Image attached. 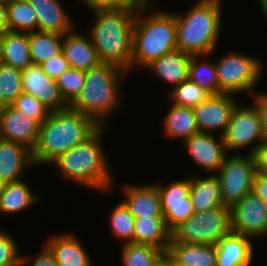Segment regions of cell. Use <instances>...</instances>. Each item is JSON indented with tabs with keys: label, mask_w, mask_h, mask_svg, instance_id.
Returning <instances> with one entry per match:
<instances>
[{
	"label": "cell",
	"mask_w": 267,
	"mask_h": 266,
	"mask_svg": "<svg viewBox=\"0 0 267 266\" xmlns=\"http://www.w3.org/2000/svg\"><path fill=\"white\" fill-rule=\"evenodd\" d=\"M141 2L133 0L116 9L92 11L95 21L89 36L101 62L130 72L135 20Z\"/></svg>",
	"instance_id": "1"
},
{
	"label": "cell",
	"mask_w": 267,
	"mask_h": 266,
	"mask_svg": "<svg viewBox=\"0 0 267 266\" xmlns=\"http://www.w3.org/2000/svg\"><path fill=\"white\" fill-rule=\"evenodd\" d=\"M105 130L106 126H100L84 142L59 155L51 163L57 165L65 179L85 188L104 193L115 189L110 159L104 154L100 142Z\"/></svg>",
	"instance_id": "2"
},
{
	"label": "cell",
	"mask_w": 267,
	"mask_h": 266,
	"mask_svg": "<svg viewBox=\"0 0 267 266\" xmlns=\"http://www.w3.org/2000/svg\"><path fill=\"white\" fill-rule=\"evenodd\" d=\"M99 127L90 116L69 107L51 112L39 126L37 144L32 150L34 164H51L59 155L84 142Z\"/></svg>",
	"instance_id": "3"
},
{
	"label": "cell",
	"mask_w": 267,
	"mask_h": 266,
	"mask_svg": "<svg viewBox=\"0 0 267 266\" xmlns=\"http://www.w3.org/2000/svg\"><path fill=\"white\" fill-rule=\"evenodd\" d=\"M153 4V1H142L139 5L133 33L131 69L137 65L145 69L154 60L177 49L174 13L156 10Z\"/></svg>",
	"instance_id": "4"
},
{
	"label": "cell",
	"mask_w": 267,
	"mask_h": 266,
	"mask_svg": "<svg viewBox=\"0 0 267 266\" xmlns=\"http://www.w3.org/2000/svg\"><path fill=\"white\" fill-rule=\"evenodd\" d=\"M126 74L129 72L116 64L101 62L85 72L84 85L68 107L107 127L108 116L121 105L123 92L119 84Z\"/></svg>",
	"instance_id": "5"
},
{
	"label": "cell",
	"mask_w": 267,
	"mask_h": 266,
	"mask_svg": "<svg viewBox=\"0 0 267 266\" xmlns=\"http://www.w3.org/2000/svg\"><path fill=\"white\" fill-rule=\"evenodd\" d=\"M221 0H200L186 14L174 13L177 49L190 55L209 56L221 32Z\"/></svg>",
	"instance_id": "6"
},
{
	"label": "cell",
	"mask_w": 267,
	"mask_h": 266,
	"mask_svg": "<svg viewBox=\"0 0 267 266\" xmlns=\"http://www.w3.org/2000/svg\"><path fill=\"white\" fill-rule=\"evenodd\" d=\"M231 209L221 206L212 210L195 212L171 231L170 243L216 245L232 233Z\"/></svg>",
	"instance_id": "7"
},
{
	"label": "cell",
	"mask_w": 267,
	"mask_h": 266,
	"mask_svg": "<svg viewBox=\"0 0 267 266\" xmlns=\"http://www.w3.org/2000/svg\"><path fill=\"white\" fill-rule=\"evenodd\" d=\"M261 65L257 57L241 52L231 51L223 55L218 62H215L219 94L236 96L248 91L251 93L252 88L260 82L264 71Z\"/></svg>",
	"instance_id": "8"
},
{
	"label": "cell",
	"mask_w": 267,
	"mask_h": 266,
	"mask_svg": "<svg viewBox=\"0 0 267 266\" xmlns=\"http://www.w3.org/2000/svg\"><path fill=\"white\" fill-rule=\"evenodd\" d=\"M235 153L226 156L222 167L216 173L222 189L224 205L232 207L253 189L256 163L251 154Z\"/></svg>",
	"instance_id": "9"
},
{
	"label": "cell",
	"mask_w": 267,
	"mask_h": 266,
	"mask_svg": "<svg viewBox=\"0 0 267 266\" xmlns=\"http://www.w3.org/2000/svg\"><path fill=\"white\" fill-rule=\"evenodd\" d=\"M222 138L228 153L229 151L236 152L249 147L248 154H254L258 146L263 142L260 114L254 104L253 106H248L247 104L242 107L238 103ZM256 141L259 143L253 144Z\"/></svg>",
	"instance_id": "10"
},
{
	"label": "cell",
	"mask_w": 267,
	"mask_h": 266,
	"mask_svg": "<svg viewBox=\"0 0 267 266\" xmlns=\"http://www.w3.org/2000/svg\"><path fill=\"white\" fill-rule=\"evenodd\" d=\"M234 233L255 239L267 235V205L249 192L231 208Z\"/></svg>",
	"instance_id": "11"
},
{
	"label": "cell",
	"mask_w": 267,
	"mask_h": 266,
	"mask_svg": "<svg viewBox=\"0 0 267 266\" xmlns=\"http://www.w3.org/2000/svg\"><path fill=\"white\" fill-rule=\"evenodd\" d=\"M154 184L158 189L161 211L170 231L195 213L189 196V179L173 181L166 185L160 182Z\"/></svg>",
	"instance_id": "12"
},
{
	"label": "cell",
	"mask_w": 267,
	"mask_h": 266,
	"mask_svg": "<svg viewBox=\"0 0 267 266\" xmlns=\"http://www.w3.org/2000/svg\"><path fill=\"white\" fill-rule=\"evenodd\" d=\"M234 95H210L204 102L193 106L195 121L200 132L210 133L220 130L225 132L231 115L238 105Z\"/></svg>",
	"instance_id": "13"
},
{
	"label": "cell",
	"mask_w": 267,
	"mask_h": 266,
	"mask_svg": "<svg viewBox=\"0 0 267 266\" xmlns=\"http://www.w3.org/2000/svg\"><path fill=\"white\" fill-rule=\"evenodd\" d=\"M213 133L199 132L182 143L190 154L193 162L211 174H216L222 167L228 152L223 138L216 139Z\"/></svg>",
	"instance_id": "14"
},
{
	"label": "cell",
	"mask_w": 267,
	"mask_h": 266,
	"mask_svg": "<svg viewBox=\"0 0 267 266\" xmlns=\"http://www.w3.org/2000/svg\"><path fill=\"white\" fill-rule=\"evenodd\" d=\"M23 92L33 95L51 112L68 108L56 80L48 77L41 65L31 64L21 70Z\"/></svg>",
	"instance_id": "15"
},
{
	"label": "cell",
	"mask_w": 267,
	"mask_h": 266,
	"mask_svg": "<svg viewBox=\"0 0 267 266\" xmlns=\"http://www.w3.org/2000/svg\"><path fill=\"white\" fill-rule=\"evenodd\" d=\"M40 124L12 105L0 114V138L24 144L33 150L37 144Z\"/></svg>",
	"instance_id": "16"
},
{
	"label": "cell",
	"mask_w": 267,
	"mask_h": 266,
	"mask_svg": "<svg viewBox=\"0 0 267 266\" xmlns=\"http://www.w3.org/2000/svg\"><path fill=\"white\" fill-rule=\"evenodd\" d=\"M27 1L36 12L37 31L64 35L76 27L59 0Z\"/></svg>",
	"instance_id": "17"
},
{
	"label": "cell",
	"mask_w": 267,
	"mask_h": 266,
	"mask_svg": "<svg viewBox=\"0 0 267 266\" xmlns=\"http://www.w3.org/2000/svg\"><path fill=\"white\" fill-rule=\"evenodd\" d=\"M62 52L73 69L86 72L101 63L90 36L79 33L76 27L64 34Z\"/></svg>",
	"instance_id": "18"
},
{
	"label": "cell",
	"mask_w": 267,
	"mask_h": 266,
	"mask_svg": "<svg viewBox=\"0 0 267 266\" xmlns=\"http://www.w3.org/2000/svg\"><path fill=\"white\" fill-rule=\"evenodd\" d=\"M34 166L32 150L24 144L0 138V175L6 183L17 182L22 172Z\"/></svg>",
	"instance_id": "19"
},
{
	"label": "cell",
	"mask_w": 267,
	"mask_h": 266,
	"mask_svg": "<svg viewBox=\"0 0 267 266\" xmlns=\"http://www.w3.org/2000/svg\"><path fill=\"white\" fill-rule=\"evenodd\" d=\"M122 202L134 218L163 217L160 196L154 183L145 185H126Z\"/></svg>",
	"instance_id": "20"
},
{
	"label": "cell",
	"mask_w": 267,
	"mask_h": 266,
	"mask_svg": "<svg viewBox=\"0 0 267 266\" xmlns=\"http://www.w3.org/2000/svg\"><path fill=\"white\" fill-rule=\"evenodd\" d=\"M45 246L53 255L57 266H92L86 248L72 233L53 235Z\"/></svg>",
	"instance_id": "21"
},
{
	"label": "cell",
	"mask_w": 267,
	"mask_h": 266,
	"mask_svg": "<svg viewBox=\"0 0 267 266\" xmlns=\"http://www.w3.org/2000/svg\"><path fill=\"white\" fill-rule=\"evenodd\" d=\"M249 237L230 233L216 245V266H250L253 260V245Z\"/></svg>",
	"instance_id": "22"
},
{
	"label": "cell",
	"mask_w": 267,
	"mask_h": 266,
	"mask_svg": "<svg viewBox=\"0 0 267 266\" xmlns=\"http://www.w3.org/2000/svg\"><path fill=\"white\" fill-rule=\"evenodd\" d=\"M192 55L176 49L154 60L145 69L154 72L172 89L189 78Z\"/></svg>",
	"instance_id": "23"
},
{
	"label": "cell",
	"mask_w": 267,
	"mask_h": 266,
	"mask_svg": "<svg viewBox=\"0 0 267 266\" xmlns=\"http://www.w3.org/2000/svg\"><path fill=\"white\" fill-rule=\"evenodd\" d=\"M190 193L195 212H203L224 205L219 178L211 174L204 178H189Z\"/></svg>",
	"instance_id": "24"
},
{
	"label": "cell",
	"mask_w": 267,
	"mask_h": 266,
	"mask_svg": "<svg viewBox=\"0 0 267 266\" xmlns=\"http://www.w3.org/2000/svg\"><path fill=\"white\" fill-rule=\"evenodd\" d=\"M171 233L164 217L135 218L133 243L148 244L168 250Z\"/></svg>",
	"instance_id": "25"
},
{
	"label": "cell",
	"mask_w": 267,
	"mask_h": 266,
	"mask_svg": "<svg viewBox=\"0 0 267 266\" xmlns=\"http://www.w3.org/2000/svg\"><path fill=\"white\" fill-rule=\"evenodd\" d=\"M1 63L20 70L32 64L28 33L9 30L3 33Z\"/></svg>",
	"instance_id": "26"
},
{
	"label": "cell",
	"mask_w": 267,
	"mask_h": 266,
	"mask_svg": "<svg viewBox=\"0 0 267 266\" xmlns=\"http://www.w3.org/2000/svg\"><path fill=\"white\" fill-rule=\"evenodd\" d=\"M167 251L172 256V263L216 266L217 250L215 245L170 243Z\"/></svg>",
	"instance_id": "27"
},
{
	"label": "cell",
	"mask_w": 267,
	"mask_h": 266,
	"mask_svg": "<svg viewBox=\"0 0 267 266\" xmlns=\"http://www.w3.org/2000/svg\"><path fill=\"white\" fill-rule=\"evenodd\" d=\"M39 196L23 180L7 183L0 194V213L15 214L37 203Z\"/></svg>",
	"instance_id": "28"
},
{
	"label": "cell",
	"mask_w": 267,
	"mask_h": 266,
	"mask_svg": "<svg viewBox=\"0 0 267 266\" xmlns=\"http://www.w3.org/2000/svg\"><path fill=\"white\" fill-rule=\"evenodd\" d=\"M172 107L163 118L164 133L168 137L188 139L199 133L192 107L171 105Z\"/></svg>",
	"instance_id": "29"
},
{
	"label": "cell",
	"mask_w": 267,
	"mask_h": 266,
	"mask_svg": "<svg viewBox=\"0 0 267 266\" xmlns=\"http://www.w3.org/2000/svg\"><path fill=\"white\" fill-rule=\"evenodd\" d=\"M64 35L34 31L28 33L29 51L33 64L41 65L62 51Z\"/></svg>",
	"instance_id": "30"
},
{
	"label": "cell",
	"mask_w": 267,
	"mask_h": 266,
	"mask_svg": "<svg viewBox=\"0 0 267 266\" xmlns=\"http://www.w3.org/2000/svg\"><path fill=\"white\" fill-rule=\"evenodd\" d=\"M7 18L9 31H37V15L27 0H7Z\"/></svg>",
	"instance_id": "31"
},
{
	"label": "cell",
	"mask_w": 267,
	"mask_h": 266,
	"mask_svg": "<svg viewBox=\"0 0 267 266\" xmlns=\"http://www.w3.org/2000/svg\"><path fill=\"white\" fill-rule=\"evenodd\" d=\"M202 59L203 55H192L189 79L211 95H217L219 94V84L215 63L204 62Z\"/></svg>",
	"instance_id": "32"
},
{
	"label": "cell",
	"mask_w": 267,
	"mask_h": 266,
	"mask_svg": "<svg viewBox=\"0 0 267 266\" xmlns=\"http://www.w3.org/2000/svg\"><path fill=\"white\" fill-rule=\"evenodd\" d=\"M121 251L124 266H152L163 250L152 245L131 242L123 243Z\"/></svg>",
	"instance_id": "33"
},
{
	"label": "cell",
	"mask_w": 267,
	"mask_h": 266,
	"mask_svg": "<svg viewBox=\"0 0 267 266\" xmlns=\"http://www.w3.org/2000/svg\"><path fill=\"white\" fill-rule=\"evenodd\" d=\"M109 215L112 235L124 241L123 243H133L135 218L125 204L121 201L116 207L114 206Z\"/></svg>",
	"instance_id": "34"
},
{
	"label": "cell",
	"mask_w": 267,
	"mask_h": 266,
	"mask_svg": "<svg viewBox=\"0 0 267 266\" xmlns=\"http://www.w3.org/2000/svg\"><path fill=\"white\" fill-rule=\"evenodd\" d=\"M22 92L21 70L0 63V98L5 106L12 105Z\"/></svg>",
	"instance_id": "35"
},
{
	"label": "cell",
	"mask_w": 267,
	"mask_h": 266,
	"mask_svg": "<svg viewBox=\"0 0 267 266\" xmlns=\"http://www.w3.org/2000/svg\"><path fill=\"white\" fill-rule=\"evenodd\" d=\"M174 105L193 107L204 102L211 94L189 78L169 91Z\"/></svg>",
	"instance_id": "36"
},
{
	"label": "cell",
	"mask_w": 267,
	"mask_h": 266,
	"mask_svg": "<svg viewBox=\"0 0 267 266\" xmlns=\"http://www.w3.org/2000/svg\"><path fill=\"white\" fill-rule=\"evenodd\" d=\"M85 82V71L68 68L57 79L56 84L64 101L69 105L80 93Z\"/></svg>",
	"instance_id": "37"
},
{
	"label": "cell",
	"mask_w": 267,
	"mask_h": 266,
	"mask_svg": "<svg viewBox=\"0 0 267 266\" xmlns=\"http://www.w3.org/2000/svg\"><path fill=\"white\" fill-rule=\"evenodd\" d=\"M14 108L36 120L39 124L45 121L51 111L33 95L22 92L12 104Z\"/></svg>",
	"instance_id": "38"
},
{
	"label": "cell",
	"mask_w": 267,
	"mask_h": 266,
	"mask_svg": "<svg viewBox=\"0 0 267 266\" xmlns=\"http://www.w3.org/2000/svg\"><path fill=\"white\" fill-rule=\"evenodd\" d=\"M13 236L0 231V266H20L21 253Z\"/></svg>",
	"instance_id": "39"
},
{
	"label": "cell",
	"mask_w": 267,
	"mask_h": 266,
	"mask_svg": "<svg viewBox=\"0 0 267 266\" xmlns=\"http://www.w3.org/2000/svg\"><path fill=\"white\" fill-rule=\"evenodd\" d=\"M43 72L50 78L56 80L62 73L70 68L64 53L61 51L41 64Z\"/></svg>",
	"instance_id": "40"
},
{
	"label": "cell",
	"mask_w": 267,
	"mask_h": 266,
	"mask_svg": "<svg viewBox=\"0 0 267 266\" xmlns=\"http://www.w3.org/2000/svg\"><path fill=\"white\" fill-rule=\"evenodd\" d=\"M34 260V261H33ZM31 261L32 264L30 263ZM30 263L31 266H57L55 259L49 249L43 245L41 252L34 259H31V256L22 254L20 258V266H25Z\"/></svg>",
	"instance_id": "41"
},
{
	"label": "cell",
	"mask_w": 267,
	"mask_h": 266,
	"mask_svg": "<svg viewBox=\"0 0 267 266\" xmlns=\"http://www.w3.org/2000/svg\"><path fill=\"white\" fill-rule=\"evenodd\" d=\"M254 105L257 108L262 123L263 142H267V92L254 93Z\"/></svg>",
	"instance_id": "42"
},
{
	"label": "cell",
	"mask_w": 267,
	"mask_h": 266,
	"mask_svg": "<svg viewBox=\"0 0 267 266\" xmlns=\"http://www.w3.org/2000/svg\"><path fill=\"white\" fill-rule=\"evenodd\" d=\"M92 11L116 9L130 4L133 0H80Z\"/></svg>",
	"instance_id": "43"
},
{
	"label": "cell",
	"mask_w": 267,
	"mask_h": 266,
	"mask_svg": "<svg viewBox=\"0 0 267 266\" xmlns=\"http://www.w3.org/2000/svg\"><path fill=\"white\" fill-rule=\"evenodd\" d=\"M252 192L267 205V175L255 172Z\"/></svg>",
	"instance_id": "44"
},
{
	"label": "cell",
	"mask_w": 267,
	"mask_h": 266,
	"mask_svg": "<svg viewBox=\"0 0 267 266\" xmlns=\"http://www.w3.org/2000/svg\"><path fill=\"white\" fill-rule=\"evenodd\" d=\"M256 171L267 175V142H262L253 154Z\"/></svg>",
	"instance_id": "45"
},
{
	"label": "cell",
	"mask_w": 267,
	"mask_h": 266,
	"mask_svg": "<svg viewBox=\"0 0 267 266\" xmlns=\"http://www.w3.org/2000/svg\"><path fill=\"white\" fill-rule=\"evenodd\" d=\"M8 30L7 0H0V34Z\"/></svg>",
	"instance_id": "46"
},
{
	"label": "cell",
	"mask_w": 267,
	"mask_h": 266,
	"mask_svg": "<svg viewBox=\"0 0 267 266\" xmlns=\"http://www.w3.org/2000/svg\"><path fill=\"white\" fill-rule=\"evenodd\" d=\"M152 266H173L171 254L167 250L162 251L154 260Z\"/></svg>",
	"instance_id": "47"
},
{
	"label": "cell",
	"mask_w": 267,
	"mask_h": 266,
	"mask_svg": "<svg viewBox=\"0 0 267 266\" xmlns=\"http://www.w3.org/2000/svg\"><path fill=\"white\" fill-rule=\"evenodd\" d=\"M259 6L261 7V10L264 14V16L267 14V0H258Z\"/></svg>",
	"instance_id": "48"
},
{
	"label": "cell",
	"mask_w": 267,
	"mask_h": 266,
	"mask_svg": "<svg viewBox=\"0 0 267 266\" xmlns=\"http://www.w3.org/2000/svg\"><path fill=\"white\" fill-rule=\"evenodd\" d=\"M6 181H4L2 178H1V175H0V194L2 193V191L4 190V187L6 186Z\"/></svg>",
	"instance_id": "49"
},
{
	"label": "cell",
	"mask_w": 267,
	"mask_h": 266,
	"mask_svg": "<svg viewBox=\"0 0 267 266\" xmlns=\"http://www.w3.org/2000/svg\"><path fill=\"white\" fill-rule=\"evenodd\" d=\"M4 108H5V104L3 103V101L0 98V114L3 111Z\"/></svg>",
	"instance_id": "50"
},
{
	"label": "cell",
	"mask_w": 267,
	"mask_h": 266,
	"mask_svg": "<svg viewBox=\"0 0 267 266\" xmlns=\"http://www.w3.org/2000/svg\"><path fill=\"white\" fill-rule=\"evenodd\" d=\"M2 37H3V34H0V63H1Z\"/></svg>",
	"instance_id": "51"
},
{
	"label": "cell",
	"mask_w": 267,
	"mask_h": 266,
	"mask_svg": "<svg viewBox=\"0 0 267 266\" xmlns=\"http://www.w3.org/2000/svg\"><path fill=\"white\" fill-rule=\"evenodd\" d=\"M173 266H193V265H186L181 263H173Z\"/></svg>",
	"instance_id": "52"
}]
</instances>
